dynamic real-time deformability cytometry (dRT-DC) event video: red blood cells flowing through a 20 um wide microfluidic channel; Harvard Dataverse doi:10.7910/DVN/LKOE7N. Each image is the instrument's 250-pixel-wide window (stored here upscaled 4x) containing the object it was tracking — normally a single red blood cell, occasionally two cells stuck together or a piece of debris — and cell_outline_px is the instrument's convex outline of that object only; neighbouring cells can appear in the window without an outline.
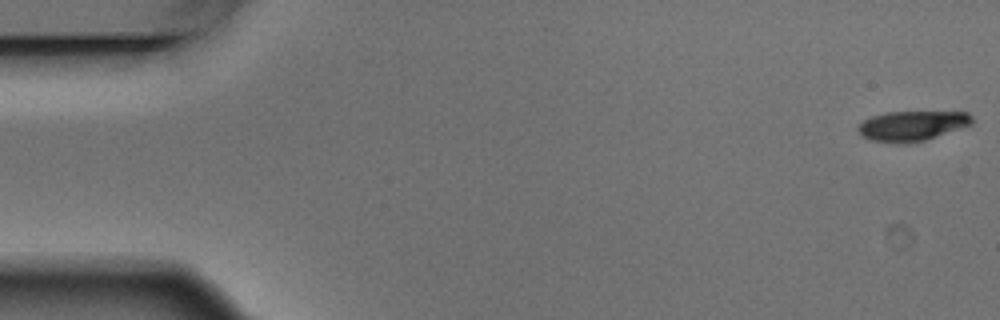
{"species": "Egyptian fruit bat (a non-hibernating species)", "species_latin": "Rousettus aegyptiacus", "temperature_condition": "warm", "stored_images_in_passage": 8, "camera_frame_rate_fps": 3000, "um_per_image_px": 0.085, "animal": {"sex": "male"}, "frame": {"image": 1, "passage_image": 1, "time_ms": 0.0, "image_size_px": [1000, 320], "cell_outline_px": [[972, 124], [924, 140], [904, 144], [900, 144], [872, 140], [860, 136], [856, 128], [856, 124], [872, 116], [888, 112], [968, 112], [972, 116]], "centroid_in_image_um": [77.46, 10.7], "position_along_channel_um": 7.5, "area_um2": 19.88}}
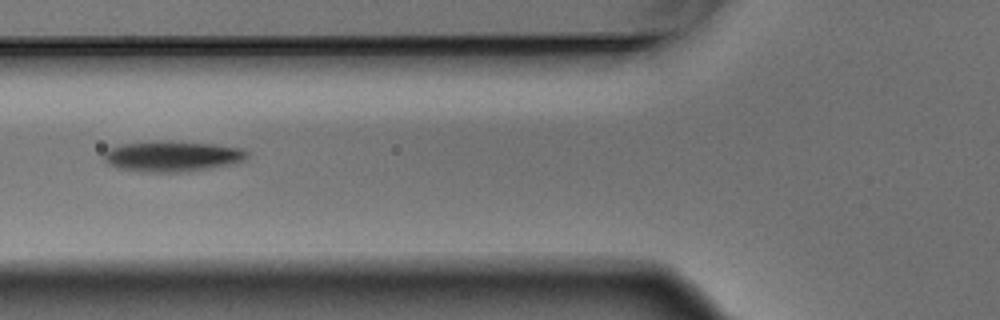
{"frame": {"image": 2, "passage_image": 6, "time_ms": 1.667, "image_size_px": [1000, 320], "cell_outline_px": [[248, 156], [244, 160], [228, 164], [208, 168], [176, 172], [156, 172], [120, 168], [108, 164], [104, 160], [104, 152], [120, 144], [156, 140], [212, 144], [244, 148], [248, 152]], "centroid_in_image_um": [14.64, 13.26], "position_along_channel_um": 111.2, "area_um2": 25.14}}
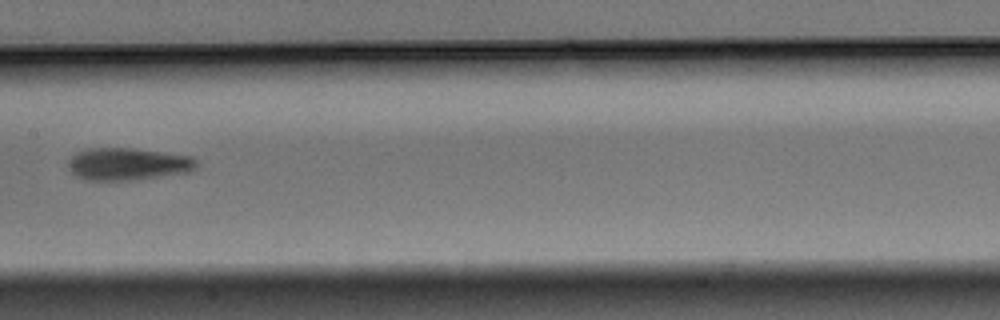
{"frame": {"image": 3, "passage_image": 8, "time_ms": 2.333, "image_size_px": [1000, 320], "cell_outline_px": [[196, 168], [188, 172], [128, 180], [88, 180], [76, 176], [68, 168], [68, 160], [76, 152], [88, 148], [132, 148], [192, 156], [196, 160]], "centroid_in_image_um": [10.83, 13.93], "position_along_channel_um": 196.6, "area_um2": 23.99}}